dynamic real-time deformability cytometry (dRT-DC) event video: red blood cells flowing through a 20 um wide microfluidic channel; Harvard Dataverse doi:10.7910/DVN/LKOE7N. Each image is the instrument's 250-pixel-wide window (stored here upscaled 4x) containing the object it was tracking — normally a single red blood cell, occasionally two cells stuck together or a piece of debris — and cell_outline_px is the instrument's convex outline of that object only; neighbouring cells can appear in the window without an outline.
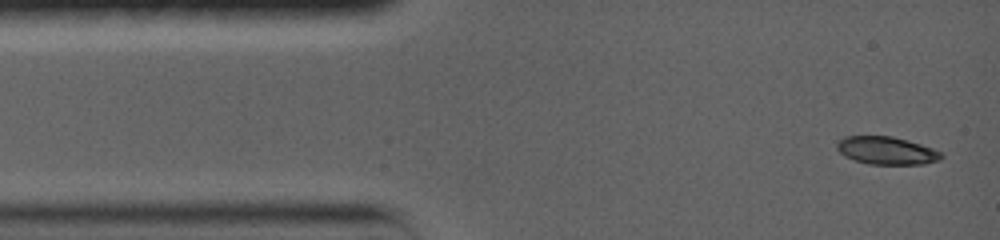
{"species": "common noctule bat (a hibernating species)", "species_latin": "Nyctalus noctula", "temperature_condition": "warm", "stored_images_in_passage": 40, "camera_frame_rate_fps": 5000, "um_per_image_px": 0.085, "animal": {"sex": "female", "body_mass_g": 19.0, "forearm_length_mm": 56.7}, "frame": {"image": 1, "passage_image": 1, "time_ms": 0.0, "image_size_px": [1000, 240], "cell_outline_px": [[944, 156], [940, 160], [924, 164], [868, 164], [844, 156], [836, 148], [836, 144], [844, 136], [892, 136], [908, 140], [932, 148], [940, 152]], "centroid_in_image_um": [75.36, 12.8], "position_along_channel_um": 9.6, "area_um2": 16.88}}
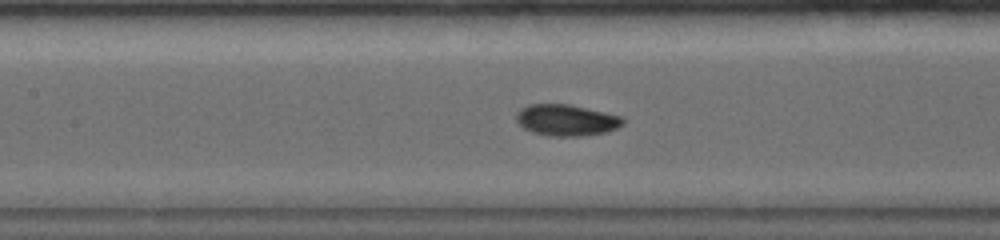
{"frame": {"image": 2, "passage_image": 17, "time_ms": 6.0, "image_size_px": [1000, 240], "cell_outline_px": [[624, 124], [616, 128], [604, 132], [580, 136], [548, 136], [532, 132], [524, 128], [516, 120], [516, 112], [520, 108], [528, 104], [568, 104], [624, 116]], "centroid_in_image_um": [48.13, 10.2], "position_along_channel_um": 159.3, "area_um2": 19.54}}
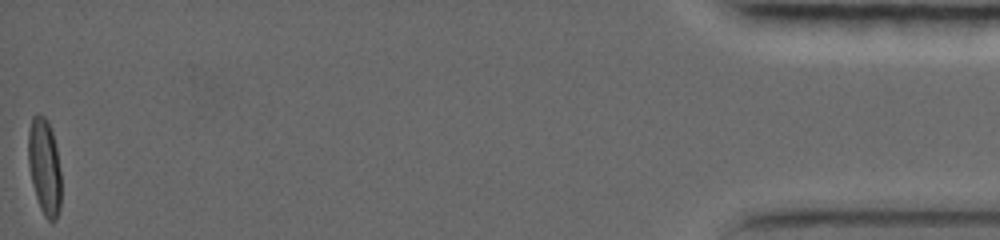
{"frame": {"image": 3, "passage_image": 40, "time_ms": 17.4, "image_size_px": [1000, 240], "cell_outline_px": [[60, 208], [56, 220], [52, 224], [44, 216], [40, 208], [32, 184], [28, 164], [28, 132], [32, 116], [36, 112], [44, 116], [52, 132], [56, 148], [60, 172]], "centroid_in_image_um": [3.76, 14.19], "position_along_channel_um": 431.4, "area_um2": 18.5}, "authors_computed_cell_mechanics": {"area_um2": 18.6116, "velocity_mm_per_s": 3.6003, "shape_relaxation_time_tau1_ms": 7.2526, "shape_relaxation_time_tau2_ms": 1.049, "deformation_change_tau1": 0.2154, "deformation_change_tau2": 0.0353}}